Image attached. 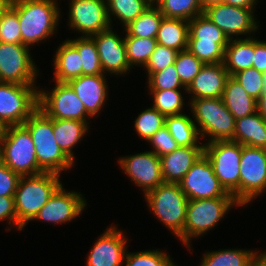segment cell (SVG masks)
<instances>
[{
    "mask_svg": "<svg viewBox=\"0 0 266 266\" xmlns=\"http://www.w3.org/2000/svg\"><path fill=\"white\" fill-rule=\"evenodd\" d=\"M8 4L18 14L23 45L30 48L56 33L61 14L57 0H9Z\"/></svg>",
    "mask_w": 266,
    "mask_h": 266,
    "instance_id": "1",
    "label": "cell"
},
{
    "mask_svg": "<svg viewBox=\"0 0 266 266\" xmlns=\"http://www.w3.org/2000/svg\"><path fill=\"white\" fill-rule=\"evenodd\" d=\"M61 182L60 175L50 172L20 177L14 196L17 230L21 231L29 221H33L62 185Z\"/></svg>",
    "mask_w": 266,
    "mask_h": 266,
    "instance_id": "2",
    "label": "cell"
},
{
    "mask_svg": "<svg viewBox=\"0 0 266 266\" xmlns=\"http://www.w3.org/2000/svg\"><path fill=\"white\" fill-rule=\"evenodd\" d=\"M30 133L36 150L39 168L43 172L62 174L74 163L64 154L53 134V119L37 109L22 124Z\"/></svg>",
    "mask_w": 266,
    "mask_h": 266,
    "instance_id": "3",
    "label": "cell"
},
{
    "mask_svg": "<svg viewBox=\"0 0 266 266\" xmlns=\"http://www.w3.org/2000/svg\"><path fill=\"white\" fill-rule=\"evenodd\" d=\"M150 211L183 243V228L189 199L178 183L163 182L144 195Z\"/></svg>",
    "mask_w": 266,
    "mask_h": 266,
    "instance_id": "4",
    "label": "cell"
},
{
    "mask_svg": "<svg viewBox=\"0 0 266 266\" xmlns=\"http://www.w3.org/2000/svg\"><path fill=\"white\" fill-rule=\"evenodd\" d=\"M188 102L201 139L208 136L207 143L233 141L236 120L224 105L222 98H198L190 99Z\"/></svg>",
    "mask_w": 266,
    "mask_h": 266,
    "instance_id": "5",
    "label": "cell"
},
{
    "mask_svg": "<svg viewBox=\"0 0 266 266\" xmlns=\"http://www.w3.org/2000/svg\"><path fill=\"white\" fill-rule=\"evenodd\" d=\"M236 205L240 206L234 197L189 200L183 228V244L190 251L192 238H198L212 230Z\"/></svg>",
    "mask_w": 266,
    "mask_h": 266,
    "instance_id": "6",
    "label": "cell"
},
{
    "mask_svg": "<svg viewBox=\"0 0 266 266\" xmlns=\"http://www.w3.org/2000/svg\"><path fill=\"white\" fill-rule=\"evenodd\" d=\"M204 154L224 189L240 204V159L242 145L231 140L204 144Z\"/></svg>",
    "mask_w": 266,
    "mask_h": 266,
    "instance_id": "7",
    "label": "cell"
},
{
    "mask_svg": "<svg viewBox=\"0 0 266 266\" xmlns=\"http://www.w3.org/2000/svg\"><path fill=\"white\" fill-rule=\"evenodd\" d=\"M0 160L20 176L43 173L31 135L23 125L8 126L0 146Z\"/></svg>",
    "mask_w": 266,
    "mask_h": 266,
    "instance_id": "8",
    "label": "cell"
},
{
    "mask_svg": "<svg viewBox=\"0 0 266 266\" xmlns=\"http://www.w3.org/2000/svg\"><path fill=\"white\" fill-rule=\"evenodd\" d=\"M38 91L36 84L0 82V120L22 125L38 109Z\"/></svg>",
    "mask_w": 266,
    "mask_h": 266,
    "instance_id": "9",
    "label": "cell"
},
{
    "mask_svg": "<svg viewBox=\"0 0 266 266\" xmlns=\"http://www.w3.org/2000/svg\"><path fill=\"white\" fill-rule=\"evenodd\" d=\"M50 91L42 89L38 91V108L48 117L88 122L87 118L91 116L67 82H56L55 87Z\"/></svg>",
    "mask_w": 266,
    "mask_h": 266,
    "instance_id": "10",
    "label": "cell"
},
{
    "mask_svg": "<svg viewBox=\"0 0 266 266\" xmlns=\"http://www.w3.org/2000/svg\"><path fill=\"white\" fill-rule=\"evenodd\" d=\"M240 207L266 191V149L242 145Z\"/></svg>",
    "mask_w": 266,
    "mask_h": 266,
    "instance_id": "11",
    "label": "cell"
},
{
    "mask_svg": "<svg viewBox=\"0 0 266 266\" xmlns=\"http://www.w3.org/2000/svg\"><path fill=\"white\" fill-rule=\"evenodd\" d=\"M23 44L0 42V82L35 84L39 73L29 52Z\"/></svg>",
    "mask_w": 266,
    "mask_h": 266,
    "instance_id": "12",
    "label": "cell"
},
{
    "mask_svg": "<svg viewBox=\"0 0 266 266\" xmlns=\"http://www.w3.org/2000/svg\"><path fill=\"white\" fill-rule=\"evenodd\" d=\"M178 184L189 200L233 197L220 184L215 176L212 164L204 153Z\"/></svg>",
    "mask_w": 266,
    "mask_h": 266,
    "instance_id": "13",
    "label": "cell"
},
{
    "mask_svg": "<svg viewBox=\"0 0 266 266\" xmlns=\"http://www.w3.org/2000/svg\"><path fill=\"white\" fill-rule=\"evenodd\" d=\"M71 1V2H70ZM68 26L81 37H91L110 28L106 0H70Z\"/></svg>",
    "mask_w": 266,
    "mask_h": 266,
    "instance_id": "14",
    "label": "cell"
},
{
    "mask_svg": "<svg viewBox=\"0 0 266 266\" xmlns=\"http://www.w3.org/2000/svg\"><path fill=\"white\" fill-rule=\"evenodd\" d=\"M253 11L255 10L221 3L204 9L203 14L217 25L230 40L234 36L243 34L247 36L258 30V21H256Z\"/></svg>",
    "mask_w": 266,
    "mask_h": 266,
    "instance_id": "15",
    "label": "cell"
},
{
    "mask_svg": "<svg viewBox=\"0 0 266 266\" xmlns=\"http://www.w3.org/2000/svg\"><path fill=\"white\" fill-rule=\"evenodd\" d=\"M118 162L130 180L143 189L144 195L164 182L160 157L152 151L124 156Z\"/></svg>",
    "mask_w": 266,
    "mask_h": 266,
    "instance_id": "16",
    "label": "cell"
},
{
    "mask_svg": "<svg viewBox=\"0 0 266 266\" xmlns=\"http://www.w3.org/2000/svg\"><path fill=\"white\" fill-rule=\"evenodd\" d=\"M86 200L80 192H66L61 185L39 210L33 220L47 223L63 224L79 217L86 207Z\"/></svg>",
    "mask_w": 266,
    "mask_h": 266,
    "instance_id": "17",
    "label": "cell"
},
{
    "mask_svg": "<svg viewBox=\"0 0 266 266\" xmlns=\"http://www.w3.org/2000/svg\"><path fill=\"white\" fill-rule=\"evenodd\" d=\"M127 240L122 230L111 225L91 248L86 266H122L127 253Z\"/></svg>",
    "mask_w": 266,
    "mask_h": 266,
    "instance_id": "18",
    "label": "cell"
},
{
    "mask_svg": "<svg viewBox=\"0 0 266 266\" xmlns=\"http://www.w3.org/2000/svg\"><path fill=\"white\" fill-rule=\"evenodd\" d=\"M96 43L101 67L104 74L124 75L130 71L127 61L124 37L118 36L112 26L91 36ZM107 72V73H106Z\"/></svg>",
    "mask_w": 266,
    "mask_h": 266,
    "instance_id": "19",
    "label": "cell"
},
{
    "mask_svg": "<svg viewBox=\"0 0 266 266\" xmlns=\"http://www.w3.org/2000/svg\"><path fill=\"white\" fill-rule=\"evenodd\" d=\"M105 77V74L81 75L67 82L83 102L91 117L99 114L108 100L109 88Z\"/></svg>",
    "mask_w": 266,
    "mask_h": 266,
    "instance_id": "20",
    "label": "cell"
},
{
    "mask_svg": "<svg viewBox=\"0 0 266 266\" xmlns=\"http://www.w3.org/2000/svg\"><path fill=\"white\" fill-rule=\"evenodd\" d=\"M228 77L224 63L204 64L186 88V92L191 95V99L222 98Z\"/></svg>",
    "mask_w": 266,
    "mask_h": 266,
    "instance_id": "21",
    "label": "cell"
},
{
    "mask_svg": "<svg viewBox=\"0 0 266 266\" xmlns=\"http://www.w3.org/2000/svg\"><path fill=\"white\" fill-rule=\"evenodd\" d=\"M204 153V146H179L160 157L164 182L178 183Z\"/></svg>",
    "mask_w": 266,
    "mask_h": 266,
    "instance_id": "22",
    "label": "cell"
},
{
    "mask_svg": "<svg viewBox=\"0 0 266 266\" xmlns=\"http://www.w3.org/2000/svg\"><path fill=\"white\" fill-rule=\"evenodd\" d=\"M254 59V38L253 36L230 39L225 48L224 66L229 76L251 68Z\"/></svg>",
    "mask_w": 266,
    "mask_h": 266,
    "instance_id": "23",
    "label": "cell"
},
{
    "mask_svg": "<svg viewBox=\"0 0 266 266\" xmlns=\"http://www.w3.org/2000/svg\"><path fill=\"white\" fill-rule=\"evenodd\" d=\"M222 100L235 120L257 112L256 100L232 76H229L226 80Z\"/></svg>",
    "mask_w": 266,
    "mask_h": 266,
    "instance_id": "24",
    "label": "cell"
},
{
    "mask_svg": "<svg viewBox=\"0 0 266 266\" xmlns=\"http://www.w3.org/2000/svg\"><path fill=\"white\" fill-rule=\"evenodd\" d=\"M89 123L79 120L53 119V134L64 154L74 163L73 148L83 140Z\"/></svg>",
    "mask_w": 266,
    "mask_h": 266,
    "instance_id": "25",
    "label": "cell"
},
{
    "mask_svg": "<svg viewBox=\"0 0 266 266\" xmlns=\"http://www.w3.org/2000/svg\"><path fill=\"white\" fill-rule=\"evenodd\" d=\"M233 141L266 149V122L258 112L236 120Z\"/></svg>",
    "mask_w": 266,
    "mask_h": 266,
    "instance_id": "26",
    "label": "cell"
},
{
    "mask_svg": "<svg viewBox=\"0 0 266 266\" xmlns=\"http://www.w3.org/2000/svg\"><path fill=\"white\" fill-rule=\"evenodd\" d=\"M53 59L55 82H68L82 75L78 50L67 39L57 48Z\"/></svg>",
    "mask_w": 266,
    "mask_h": 266,
    "instance_id": "27",
    "label": "cell"
},
{
    "mask_svg": "<svg viewBox=\"0 0 266 266\" xmlns=\"http://www.w3.org/2000/svg\"><path fill=\"white\" fill-rule=\"evenodd\" d=\"M189 36V21L178 18L163 17L156 41L159 45L176 51L187 49Z\"/></svg>",
    "mask_w": 266,
    "mask_h": 266,
    "instance_id": "28",
    "label": "cell"
},
{
    "mask_svg": "<svg viewBox=\"0 0 266 266\" xmlns=\"http://www.w3.org/2000/svg\"><path fill=\"white\" fill-rule=\"evenodd\" d=\"M165 126L179 146H204L198 143L201 136L190 116L184 113L166 116Z\"/></svg>",
    "mask_w": 266,
    "mask_h": 266,
    "instance_id": "29",
    "label": "cell"
},
{
    "mask_svg": "<svg viewBox=\"0 0 266 266\" xmlns=\"http://www.w3.org/2000/svg\"><path fill=\"white\" fill-rule=\"evenodd\" d=\"M259 251L246 249H221L205 252L200 266H249Z\"/></svg>",
    "mask_w": 266,
    "mask_h": 266,
    "instance_id": "30",
    "label": "cell"
},
{
    "mask_svg": "<svg viewBox=\"0 0 266 266\" xmlns=\"http://www.w3.org/2000/svg\"><path fill=\"white\" fill-rule=\"evenodd\" d=\"M163 14L152 3L132 23L125 27V36L156 38Z\"/></svg>",
    "mask_w": 266,
    "mask_h": 266,
    "instance_id": "31",
    "label": "cell"
},
{
    "mask_svg": "<svg viewBox=\"0 0 266 266\" xmlns=\"http://www.w3.org/2000/svg\"><path fill=\"white\" fill-rule=\"evenodd\" d=\"M152 3V0H106L110 23L112 24L111 21L113 20L111 15H113L125 28Z\"/></svg>",
    "mask_w": 266,
    "mask_h": 266,
    "instance_id": "32",
    "label": "cell"
},
{
    "mask_svg": "<svg viewBox=\"0 0 266 266\" xmlns=\"http://www.w3.org/2000/svg\"><path fill=\"white\" fill-rule=\"evenodd\" d=\"M164 17L187 21L203 13L200 0H153Z\"/></svg>",
    "mask_w": 266,
    "mask_h": 266,
    "instance_id": "33",
    "label": "cell"
},
{
    "mask_svg": "<svg viewBox=\"0 0 266 266\" xmlns=\"http://www.w3.org/2000/svg\"><path fill=\"white\" fill-rule=\"evenodd\" d=\"M68 41L78 50L82 64V75L104 74L101 67L96 43L91 37L69 39Z\"/></svg>",
    "mask_w": 266,
    "mask_h": 266,
    "instance_id": "34",
    "label": "cell"
},
{
    "mask_svg": "<svg viewBox=\"0 0 266 266\" xmlns=\"http://www.w3.org/2000/svg\"><path fill=\"white\" fill-rule=\"evenodd\" d=\"M126 56L130 68L145 67L158 42L156 38L125 36Z\"/></svg>",
    "mask_w": 266,
    "mask_h": 266,
    "instance_id": "35",
    "label": "cell"
},
{
    "mask_svg": "<svg viewBox=\"0 0 266 266\" xmlns=\"http://www.w3.org/2000/svg\"><path fill=\"white\" fill-rule=\"evenodd\" d=\"M188 39H200V41L207 42H229L224 32L203 13L189 21Z\"/></svg>",
    "mask_w": 266,
    "mask_h": 266,
    "instance_id": "36",
    "label": "cell"
},
{
    "mask_svg": "<svg viewBox=\"0 0 266 266\" xmlns=\"http://www.w3.org/2000/svg\"><path fill=\"white\" fill-rule=\"evenodd\" d=\"M228 42H207L188 39L187 49L204 64L223 63Z\"/></svg>",
    "mask_w": 266,
    "mask_h": 266,
    "instance_id": "37",
    "label": "cell"
},
{
    "mask_svg": "<svg viewBox=\"0 0 266 266\" xmlns=\"http://www.w3.org/2000/svg\"><path fill=\"white\" fill-rule=\"evenodd\" d=\"M153 98V108L166 116L183 114L184 97L180 89L149 90Z\"/></svg>",
    "mask_w": 266,
    "mask_h": 266,
    "instance_id": "38",
    "label": "cell"
},
{
    "mask_svg": "<svg viewBox=\"0 0 266 266\" xmlns=\"http://www.w3.org/2000/svg\"><path fill=\"white\" fill-rule=\"evenodd\" d=\"M165 125V116L157 109L148 107L135 118L134 127L139 137L148 140Z\"/></svg>",
    "mask_w": 266,
    "mask_h": 266,
    "instance_id": "39",
    "label": "cell"
},
{
    "mask_svg": "<svg viewBox=\"0 0 266 266\" xmlns=\"http://www.w3.org/2000/svg\"><path fill=\"white\" fill-rule=\"evenodd\" d=\"M0 42L22 44L18 14L9 4L0 11Z\"/></svg>",
    "mask_w": 266,
    "mask_h": 266,
    "instance_id": "40",
    "label": "cell"
},
{
    "mask_svg": "<svg viewBox=\"0 0 266 266\" xmlns=\"http://www.w3.org/2000/svg\"><path fill=\"white\" fill-rule=\"evenodd\" d=\"M174 65L182 84L187 88L204 63L186 49L177 53Z\"/></svg>",
    "mask_w": 266,
    "mask_h": 266,
    "instance_id": "41",
    "label": "cell"
},
{
    "mask_svg": "<svg viewBox=\"0 0 266 266\" xmlns=\"http://www.w3.org/2000/svg\"><path fill=\"white\" fill-rule=\"evenodd\" d=\"M147 83L149 90H170L182 88L181 90L184 89L186 93V87L182 84L174 64L153 73L147 79Z\"/></svg>",
    "mask_w": 266,
    "mask_h": 266,
    "instance_id": "42",
    "label": "cell"
},
{
    "mask_svg": "<svg viewBox=\"0 0 266 266\" xmlns=\"http://www.w3.org/2000/svg\"><path fill=\"white\" fill-rule=\"evenodd\" d=\"M171 261L168 253L159 250L128 252L125 256V266H167Z\"/></svg>",
    "mask_w": 266,
    "mask_h": 266,
    "instance_id": "43",
    "label": "cell"
},
{
    "mask_svg": "<svg viewBox=\"0 0 266 266\" xmlns=\"http://www.w3.org/2000/svg\"><path fill=\"white\" fill-rule=\"evenodd\" d=\"M244 90L255 100L263 93L264 73L254 67L247 68L232 75Z\"/></svg>",
    "mask_w": 266,
    "mask_h": 266,
    "instance_id": "44",
    "label": "cell"
},
{
    "mask_svg": "<svg viewBox=\"0 0 266 266\" xmlns=\"http://www.w3.org/2000/svg\"><path fill=\"white\" fill-rule=\"evenodd\" d=\"M178 51L157 44L153 53L151 54L146 66L147 78L153 73L165 69L167 66L174 64Z\"/></svg>",
    "mask_w": 266,
    "mask_h": 266,
    "instance_id": "45",
    "label": "cell"
},
{
    "mask_svg": "<svg viewBox=\"0 0 266 266\" xmlns=\"http://www.w3.org/2000/svg\"><path fill=\"white\" fill-rule=\"evenodd\" d=\"M153 150L157 156L161 157L165 154L171 153L179 147L177 142L171 136L168 128L164 125L160 130H158L149 140Z\"/></svg>",
    "mask_w": 266,
    "mask_h": 266,
    "instance_id": "46",
    "label": "cell"
},
{
    "mask_svg": "<svg viewBox=\"0 0 266 266\" xmlns=\"http://www.w3.org/2000/svg\"><path fill=\"white\" fill-rule=\"evenodd\" d=\"M20 177L0 160V196H15Z\"/></svg>",
    "mask_w": 266,
    "mask_h": 266,
    "instance_id": "47",
    "label": "cell"
},
{
    "mask_svg": "<svg viewBox=\"0 0 266 266\" xmlns=\"http://www.w3.org/2000/svg\"><path fill=\"white\" fill-rule=\"evenodd\" d=\"M5 220L17 229L14 196H0V221Z\"/></svg>",
    "mask_w": 266,
    "mask_h": 266,
    "instance_id": "48",
    "label": "cell"
},
{
    "mask_svg": "<svg viewBox=\"0 0 266 266\" xmlns=\"http://www.w3.org/2000/svg\"><path fill=\"white\" fill-rule=\"evenodd\" d=\"M253 66L262 73H266V41L255 40Z\"/></svg>",
    "mask_w": 266,
    "mask_h": 266,
    "instance_id": "49",
    "label": "cell"
},
{
    "mask_svg": "<svg viewBox=\"0 0 266 266\" xmlns=\"http://www.w3.org/2000/svg\"><path fill=\"white\" fill-rule=\"evenodd\" d=\"M223 3L231 5V6L254 10L255 5H257V0H223Z\"/></svg>",
    "mask_w": 266,
    "mask_h": 266,
    "instance_id": "50",
    "label": "cell"
},
{
    "mask_svg": "<svg viewBox=\"0 0 266 266\" xmlns=\"http://www.w3.org/2000/svg\"><path fill=\"white\" fill-rule=\"evenodd\" d=\"M257 112L266 122V93H262L256 100Z\"/></svg>",
    "mask_w": 266,
    "mask_h": 266,
    "instance_id": "51",
    "label": "cell"
},
{
    "mask_svg": "<svg viewBox=\"0 0 266 266\" xmlns=\"http://www.w3.org/2000/svg\"><path fill=\"white\" fill-rule=\"evenodd\" d=\"M249 266H266V255L260 252Z\"/></svg>",
    "mask_w": 266,
    "mask_h": 266,
    "instance_id": "52",
    "label": "cell"
},
{
    "mask_svg": "<svg viewBox=\"0 0 266 266\" xmlns=\"http://www.w3.org/2000/svg\"><path fill=\"white\" fill-rule=\"evenodd\" d=\"M202 9H206L209 6L215 5V4H221L223 3V0H200Z\"/></svg>",
    "mask_w": 266,
    "mask_h": 266,
    "instance_id": "53",
    "label": "cell"
},
{
    "mask_svg": "<svg viewBox=\"0 0 266 266\" xmlns=\"http://www.w3.org/2000/svg\"><path fill=\"white\" fill-rule=\"evenodd\" d=\"M8 126L0 120V146L5 138Z\"/></svg>",
    "mask_w": 266,
    "mask_h": 266,
    "instance_id": "54",
    "label": "cell"
},
{
    "mask_svg": "<svg viewBox=\"0 0 266 266\" xmlns=\"http://www.w3.org/2000/svg\"><path fill=\"white\" fill-rule=\"evenodd\" d=\"M9 0H0V11L8 4Z\"/></svg>",
    "mask_w": 266,
    "mask_h": 266,
    "instance_id": "55",
    "label": "cell"
},
{
    "mask_svg": "<svg viewBox=\"0 0 266 266\" xmlns=\"http://www.w3.org/2000/svg\"><path fill=\"white\" fill-rule=\"evenodd\" d=\"M263 81V93H266V73H264Z\"/></svg>",
    "mask_w": 266,
    "mask_h": 266,
    "instance_id": "56",
    "label": "cell"
},
{
    "mask_svg": "<svg viewBox=\"0 0 266 266\" xmlns=\"http://www.w3.org/2000/svg\"><path fill=\"white\" fill-rule=\"evenodd\" d=\"M167 266H178V265H175V263L172 261V259H171V261L168 263V265Z\"/></svg>",
    "mask_w": 266,
    "mask_h": 266,
    "instance_id": "57",
    "label": "cell"
}]
</instances>
